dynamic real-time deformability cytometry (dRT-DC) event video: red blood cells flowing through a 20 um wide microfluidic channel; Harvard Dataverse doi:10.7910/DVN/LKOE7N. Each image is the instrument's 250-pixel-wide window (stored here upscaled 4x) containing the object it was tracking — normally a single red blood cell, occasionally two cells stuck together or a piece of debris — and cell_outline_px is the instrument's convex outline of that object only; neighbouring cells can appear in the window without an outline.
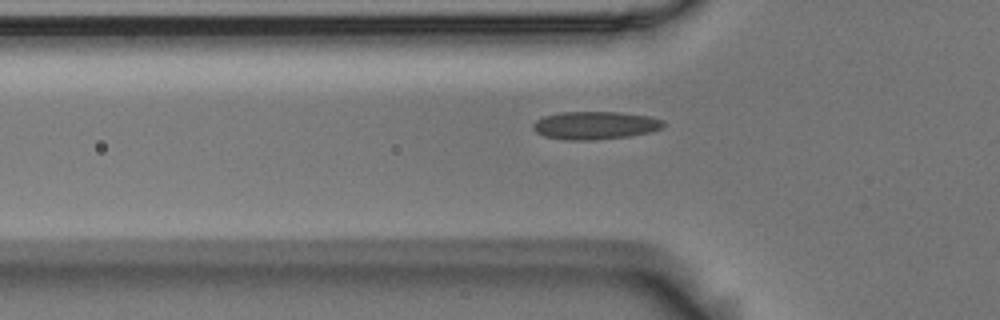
{"species": "Egyptian fruit bat (a non-hibernating species)", "species_latin": "Rousettus aegyptiacus", "temperature_condition": "room temperature", "stored_images_in_passage": 41, "camera_frame_rate_fps": 3000, "um_per_image_px": 0.085, "animal": {"sex": "male"}, "frame": {"image": 1, "passage_image": 4, "time_ms": 1.0, "image_size_px": [1000, 320], "cell_outline_px": [[664, 128], [648, 132], [628, 136], [588, 140], [564, 140], [544, 136], [536, 132], [532, 128], [532, 124], [536, 120], [544, 116], [560, 112], [620, 112], [648, 116], [664, 120]], "centroid_in_image_um": [50.56, 10.65], "position_along_channel_um": 75.2, "area_um2": 21.21}}
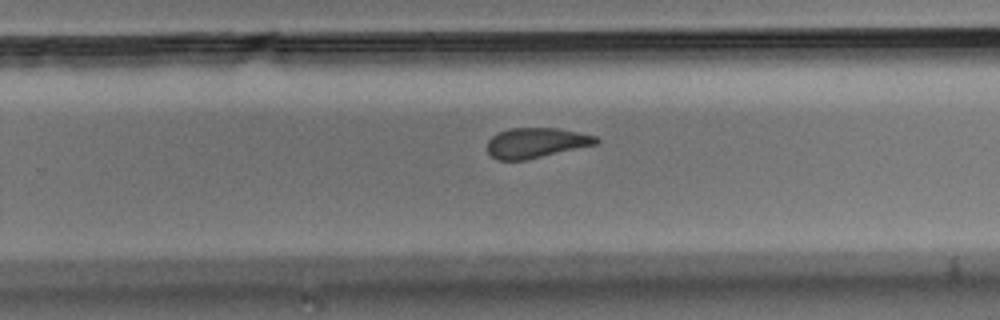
{"frame": {"image": 2, "passage_image": 21, "time_ms": 6.667, "image_size_px": [1000, 320], "cell_outline_px": [[600, 144], [524, 160], [496, 160], [488, 152], [488, 140], [492, 136], [500, 132], [512, 128], [556, 128], [596, 136], [600, 140]], "centroid_in_image_um": [45.6, 12.15], "position_along_channel_um": 284.2, "area_um2": 19.02}}
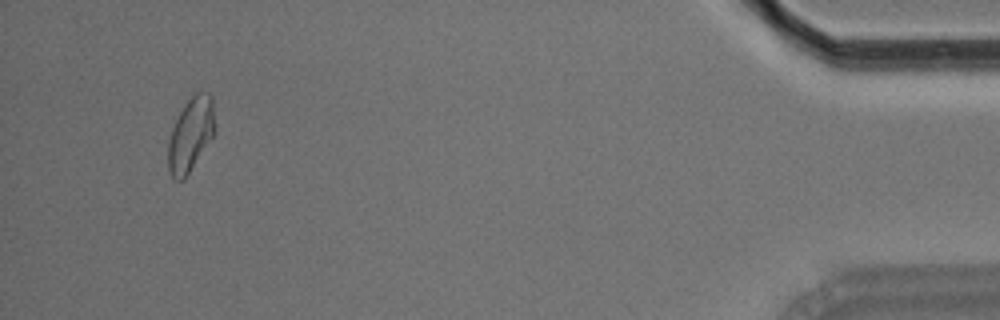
{"frame": {"image": 3, "passage_image": 38, "time_ms": 12.333, "image_size_px": [1000, 320], "cell_outline_px": [[216, 132], [184, 180], [176, 180], [172, 176], [168, 168], [168, 140], [172, 128], [180, 112], [192, 92], [208, 92], [212, 96], [216, 124]], "centroid_in_image_um": [16.24, 11.4], "position_along_channel_um": 419.0, "area_um2": 20.4}}